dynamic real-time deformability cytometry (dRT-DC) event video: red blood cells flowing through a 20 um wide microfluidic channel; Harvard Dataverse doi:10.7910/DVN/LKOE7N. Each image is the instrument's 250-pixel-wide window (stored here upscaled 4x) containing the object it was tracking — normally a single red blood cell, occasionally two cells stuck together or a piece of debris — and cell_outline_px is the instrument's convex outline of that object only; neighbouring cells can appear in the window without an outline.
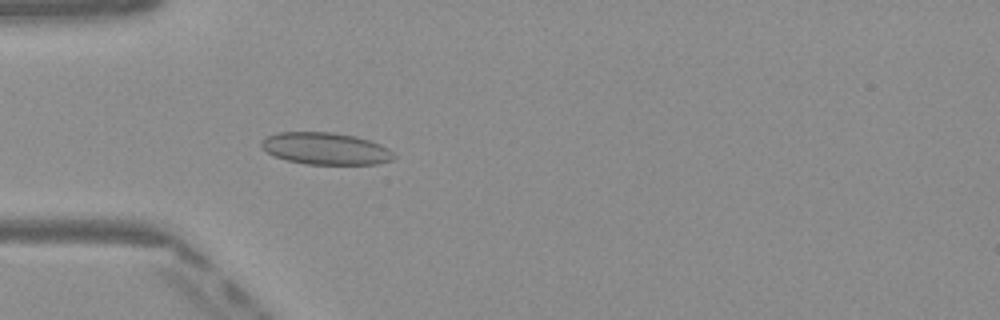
{"species": "Egyptian fruit bat (a non-hibernating species)", "species_latin": "Rousettus aegyptiacus", "temperature_condition": "warm", "stored_images_in_passage": 49, "camera_frame_rate_fps": 3000, "um_per_image_px": 0.085, "frame": {"image": 1, "passage_image": 14, "time_ms": 4.333, "image_size_px": [1000, 320], "cell_outline_px": [[396, 156], [392, 160], [376, 164], [308, 164], [288, 160], [276, 156], [268, 152], [260, 144], [260, 140], [276, 132], [332, 132], [356, 136], [380, 144], [388, 148]], "centroid_in_image_um": [27.69, 12.62], "position_along_channel_um": 57.3, "area_um2": 24.57}}
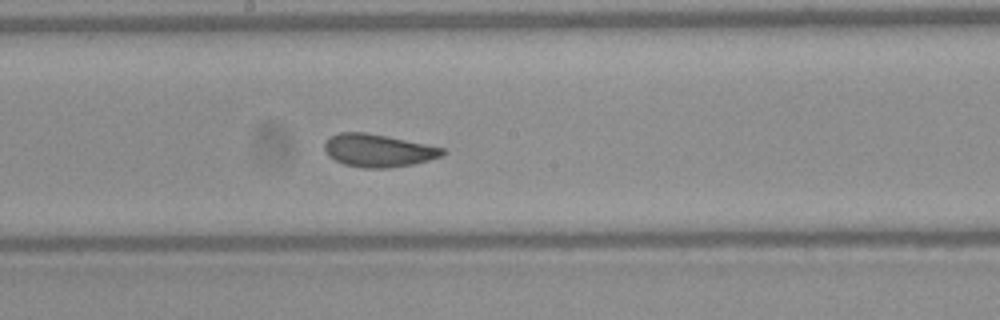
{"frame": {"image": 2, "passage_image": 26, "time_ms": 8.333, "image_size_px": [1000, 320], "cell_outline_px": [[444, 152], [440, 156], [428, 160], [412, 164], [388, 168], [364, 168], [344, 164], [328, 156], [324, 148], [324, 144], [332, 136], [340, 132], [364, 132], [444, 148]], "centroid_in_image_um": [32.1, 12.8], "position_along_channel_um": 216.1, "area_um2": 22.02}}
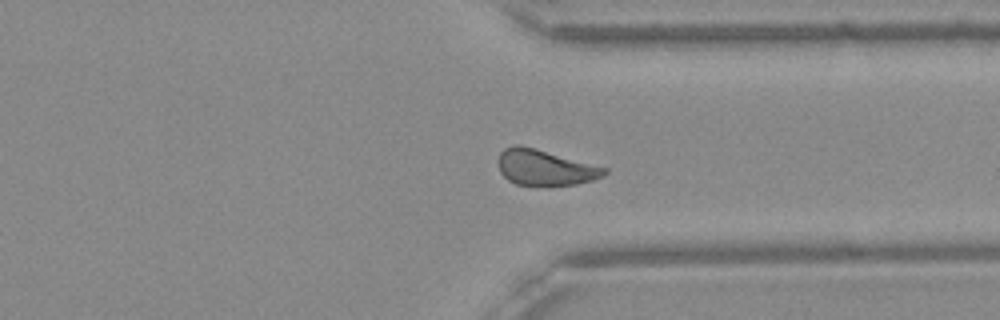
{"frame": {"image": 3, "passage_image": 37, "time_ms": 12.0, "image_size_px": [1000, 320], "cell_outline_px": [[608, 172], [604, 176], [592, 180], [576, 184], [548, 188], [516, 184], [508, 180], [500, 172], [500, 152], [504, 148], [512, 144], [520, 144], [608, 168]], "centroid_in_image_um": [46.35, 14.27], "position_along_channel_um": 365.1, "area_um2": 22.54}, "authors_computed_cell_mechanics": {"area_um2": 22.7732, "velocity_mm_per_s": 4.0655, "shape_relaxation_time_tau1_ms": null, "shape_relaxation_time_tau2_ms": 0.9046, "deformation_change_tau1": null, "deformation_change_tau2": 0.0567}}